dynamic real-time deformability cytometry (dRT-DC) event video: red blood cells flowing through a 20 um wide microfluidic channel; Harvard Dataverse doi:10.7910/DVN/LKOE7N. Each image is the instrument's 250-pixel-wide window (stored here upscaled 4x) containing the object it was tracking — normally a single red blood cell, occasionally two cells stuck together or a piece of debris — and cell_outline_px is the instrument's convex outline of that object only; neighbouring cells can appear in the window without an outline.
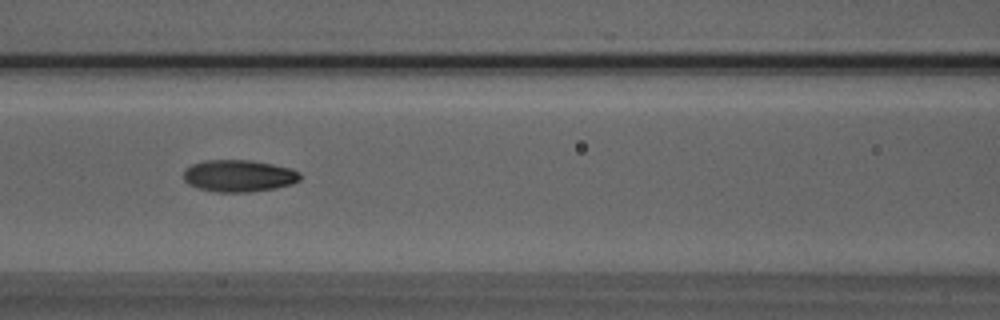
{"species": "Egyptian fruit bat (a non-hibernating species)", "species_latin": "Rousettus aegyptiacus", "temperature_condition": "room temperature", "stored_images_in_passage": 50, "camera_frame_rate_fps": 3000, "um_per_image_px": 0.085, "animal": {"sex": "male"}, "frame": {"image": 1, "passage_image": 21, "time_ms": 6.667, "image_size_px": [1000, 320], "cell_outline_px": [[300, 180], [292, 184], [276, 188], [248, 192], [216, 192], [200, 188], [188, 184], [184, 180], [184, 172], [192, 164], [204, 160], [252, 160], [272, 164], [288, 168], [300, 172]], "centroid_in_image_um": [20.31, 14.94], "position_along_channel_um": 146.3, "area_um2": 21.62}}
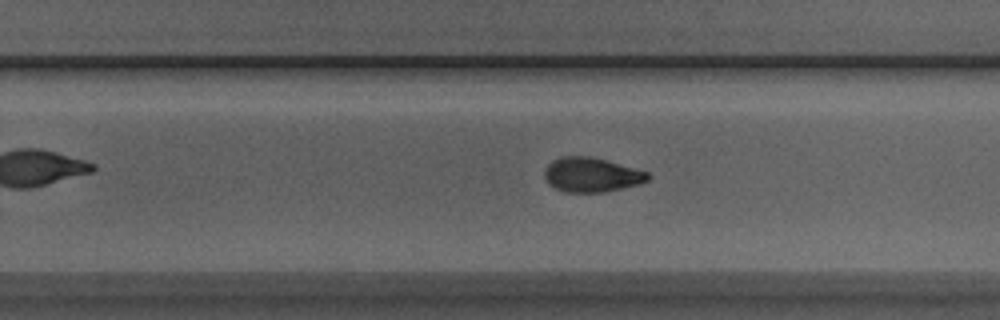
{"frame": {"image": 2, "passage_image": 31, "time_ms": 10.0, "image_size_px": [1000, 320], "cell_outline_px": [[652, 176], [648, 180], [636, 184], [604, 192], [564, 192], [548, 184], [544, 176], [544, 168], [552, 160], [560, 156], [588, 156], [604, 160], [648, 172]], "centroid_in_image_um": [50.22, 14.85], "position_along_channel_um": 279.6, "area_um2": 20.58}}
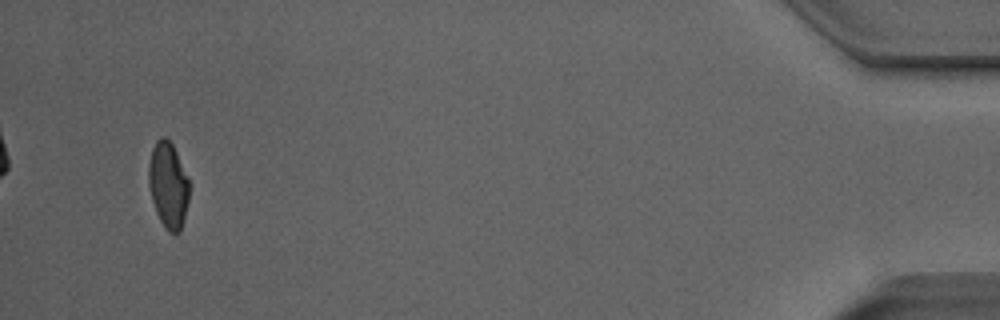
{"frame": {"image": 3, "passage_image": 48, "time_ms": 15.667, "image_size_px": [1000, 320], "cell_outline_px": [[188, 200], [180, 232], [176, 236], [168, 232], [164, 228], [156, 212], [152, 200], [148, 184], [148, 164], [152, 148], [156, 140], [160, 136], [164, 136], [172, 144], [176, 152], [188, 180]], "centroid_in_image_um": [14.26, 15.75], "position_along_channel_um": 420.9, "area_um2": 20.29}, "authors_computed_cell_mechanics": {"area_um2": 20.8947, "velocity_mm_per_s": 4.0075, "shape_relaxation_time_tau1_ms": 4.3084, "shape_relaxation_time_tau2_ms": 2.813, "deformation_change_tau1": 0.1552, "deformation_change_tau2": 0.0755}}